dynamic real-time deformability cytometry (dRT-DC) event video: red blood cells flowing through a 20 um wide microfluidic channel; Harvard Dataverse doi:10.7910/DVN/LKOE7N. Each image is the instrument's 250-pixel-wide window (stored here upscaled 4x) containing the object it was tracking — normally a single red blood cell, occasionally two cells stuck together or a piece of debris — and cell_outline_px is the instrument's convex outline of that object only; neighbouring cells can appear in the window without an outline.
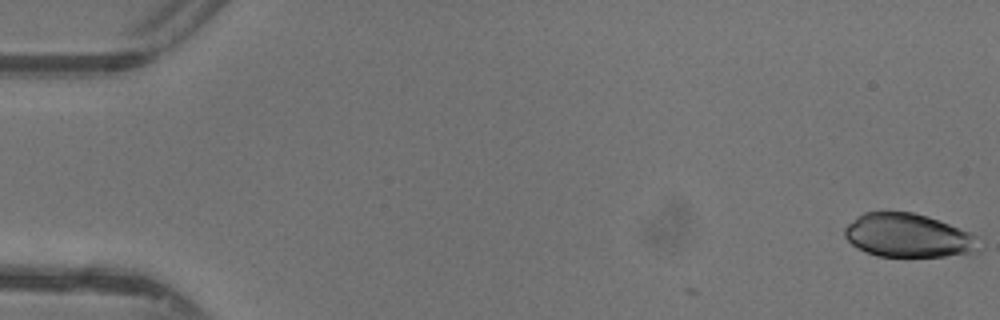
{"species": "common noctule bat (a hibernating species)", "species_latin": "Nyctalus noctula", "temperature_condition": "warm", "stored_images_in_passage": 8, "camera_frame_rate_fps": 3000, "um_per_image_px": 0.085, "animal": {"sex": "female"}, "frame": {"image": 1, "passage_image": 1, "time_ms": 0.0, "image_size_px": [1000, 320], "cell_outline_px": [[984, 248], [980, 252], [944, 256], [876, 256], [856, 248], [844, 236], [844, 228], [848, 224], [864, 212], [912, 212], [948, 224], [980, 236]], "centroid_in_image_um": [77.27, 20.04], "position_along_channel_um": 7.7, "area_um2": 34.33}}